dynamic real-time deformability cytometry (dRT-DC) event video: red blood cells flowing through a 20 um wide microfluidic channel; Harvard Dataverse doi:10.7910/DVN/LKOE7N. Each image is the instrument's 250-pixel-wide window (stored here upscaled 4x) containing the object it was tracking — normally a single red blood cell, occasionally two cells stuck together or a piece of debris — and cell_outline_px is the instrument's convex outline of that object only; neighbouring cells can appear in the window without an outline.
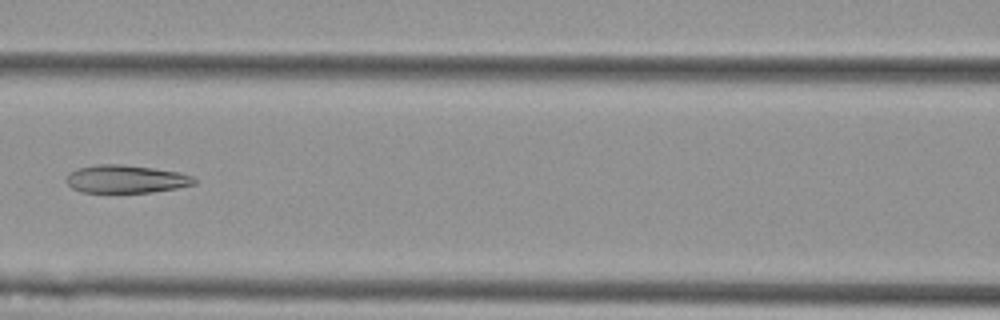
{"species": "Egyptian fruit bat (a non-hibernating species)", "species_latin": "Rousettus aegyptiacus", "temperature_condition": "cold", "stored_images_in_passage": 8, "camera_frame_rate_fps": 3000, "um_per_image_px": 0.085, "animal": {"sex": "female"}, "frame": {"image": 1, "passage_image": 8, "time_ms": 2.333, "image_size_px": [1000, 320], "cell_outline_px": [[196, 184], [176, 188], [152, 192], [80, 192], [72, 188], [64, 180], [68, 172], [76, 168], [96, 164], [124, 164], [180, 172], [192, 176], [196, 180]], "centroid_in_image_um": [10.66, 15.21], "position_along_channel_um": 155.9, "area_um2": 21.04}}